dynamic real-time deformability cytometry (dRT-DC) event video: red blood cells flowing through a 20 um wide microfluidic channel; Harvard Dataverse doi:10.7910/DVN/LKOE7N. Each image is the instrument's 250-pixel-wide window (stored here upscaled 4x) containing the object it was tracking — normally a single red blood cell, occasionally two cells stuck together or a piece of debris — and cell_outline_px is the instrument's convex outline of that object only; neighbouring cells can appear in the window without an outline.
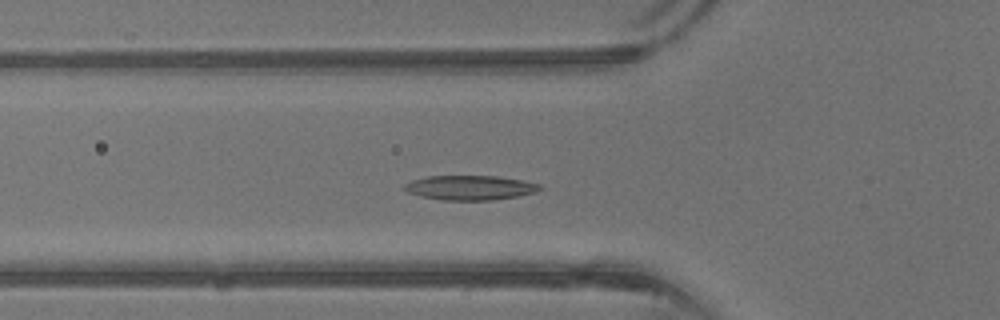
{"species": "common noctule bat (a hibernating species)", "species_latin": "Nyctalus noctula", "temperature_condition": "warm", "stored_images_in_passage": 40, "camera_frame_rate_fps": 3000, "um_per_image_px": 0.085, "animal": {"sex": "male", "body_mass_g": 13.3}, "frame": {"image": 1, "passage_image": 13, "time_ms": 4.0, "image_size_px": [1000, 320], "cell_outline_px": [[544, 188], [536, 192], [516, 196], [492, 200], [444, 200], [424, 196], [408, 192], [400, 188], [404, 184], [412, 180], [428, 176], [496, 176], [524, 180], [540, 184]], "centroid_in_image_um": [39.97, 15.94], "position_along_channel_um": 85.8, "area_um2": 19.36}}
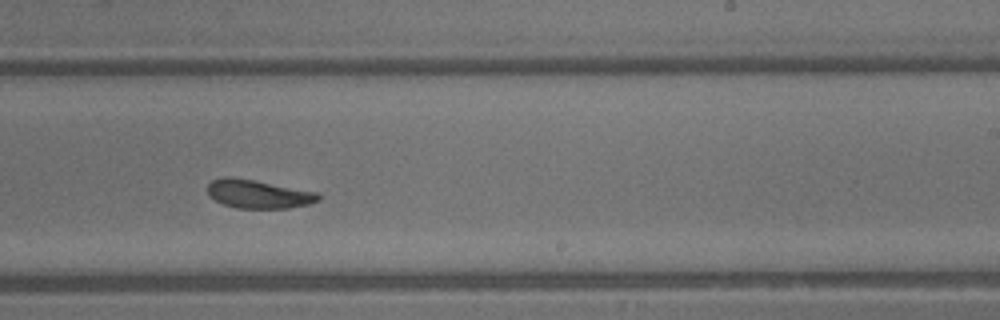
{"frame": {"image": 2, "passage_image": 24, "time_ms": 7.667, "image_size_px": [1000, 320], "cell_outline_px": [[320, 200], [308, 204], [288, 208], [236, 208], [224, 204], [208, 196], [208, 184], [212, 180], [224, 176], [228, 176], [252, 180], [316, 192], [320, 196]], "centroid_in_image_um": [21.92, 16.49], "position_along_channel_um": 267.1, "area_um2": 18.15}}
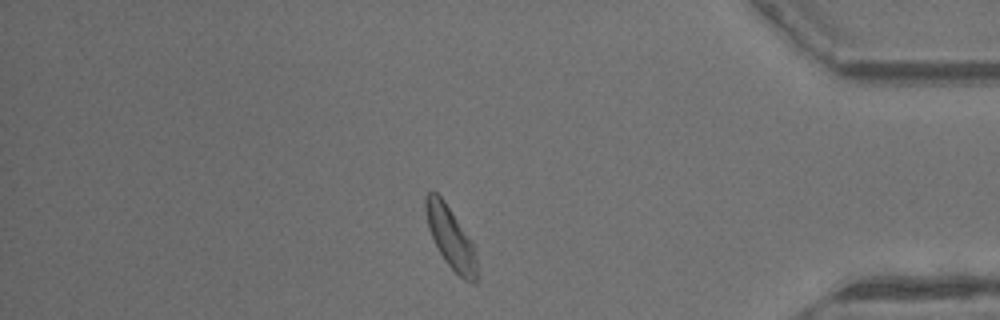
{"frame": {"image": 3, "passage_image": 34, "time_ms": 11.0, "image_size_px": [1000, 320], "cell_outline_px": [[480, 276], [476, 284], [472, 284], [464, 280], [444, 260], [428, 228], [424, 212], [424, 196], [428, 192], [436, 192], [444, 200], [472, 240]], "centroid_in_image_um": [38.34, 20.23], "position_along_channel_um": 396.9, "area_um2": 18.73}, "authors_computed_cell_mechanics": {"area_um2": 18.9295, "velocity_mm_per_s": 4.9303, "shape_relaxation_time_tau1_ms": 7.8632, "shape_relaxation_time_tau2_ms": 1.7864, "deformation_change_tau1": 0.2788, "deformation_change_tau2": 0.0848}}